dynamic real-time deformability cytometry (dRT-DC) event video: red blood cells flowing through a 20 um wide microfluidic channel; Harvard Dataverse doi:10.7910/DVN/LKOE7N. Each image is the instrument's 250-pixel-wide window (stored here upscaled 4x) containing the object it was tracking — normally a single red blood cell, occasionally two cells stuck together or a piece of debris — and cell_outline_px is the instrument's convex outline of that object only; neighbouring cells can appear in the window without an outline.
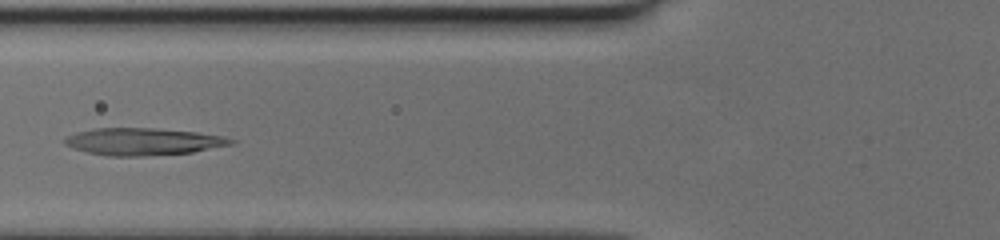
{"species": "human", "species_latin": "Homo sapiens", "temperature_condition": "cold", "stored_images_in_passage": 27, "camera_frame_rate_fps": 3000, "um_per_image_px": 0.085, "donor": {"sex": "female"}, "frame": {"image": 1, "passage_image": 4, "time_ms": 1.0, "image_size_px": [1000, 240], "cell_outline_px": [[236, 140], [232, 144], [192, 152], [140, 156], [108, 156], [88, 152], [64, 144], [64, 140], [68, 136], [76, 132], [96, 128], [152, 128], [196, 132], [224, 136]], "centroid_in_image_um": [12.18, 12.03], "position_along_channel_um": 113.6, "area_um2": 26.01}}
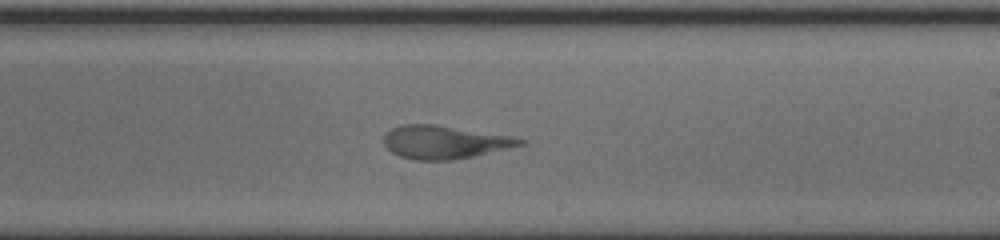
{"frame": {"image": 2, "passage_image": 14, "time_ms": 4.333, "image_size_px": [1000, 240], "cell_outline_px": [[524, 144], [472, 156], [452, 160], [416, 160], [400, 156], [392, 152], [384, 144], [384, 132], [392, 128], [404, 124], [436, 124], [512, 136], [524, 140]], "centroid_in_image_um": [37.73, 12.07], "position_along_channel_um": 251.3, "area_um2": 26.07}}
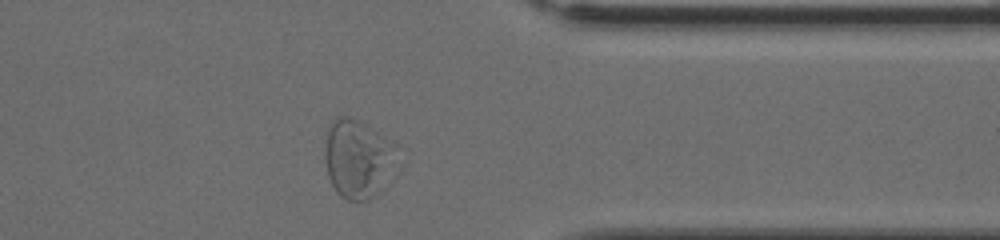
{"frame": {"image": 3, "passage_image": 24, "time_ms": 7.667, "image_size_px": [1000, 240], "cell_outline_px": [[400, 144], [376, 196], [368, 200], [348, 200], [340, 196], [332, 184], [328, 176], [324, 156], [324, 152], [328, 128], [332, 120], [336, 116], [348, 116], [396, 140]], "centroid_in_image_um": [30.38, 13.43], "position_along_channel_um": 381.0, "area_um2": 32.66}}